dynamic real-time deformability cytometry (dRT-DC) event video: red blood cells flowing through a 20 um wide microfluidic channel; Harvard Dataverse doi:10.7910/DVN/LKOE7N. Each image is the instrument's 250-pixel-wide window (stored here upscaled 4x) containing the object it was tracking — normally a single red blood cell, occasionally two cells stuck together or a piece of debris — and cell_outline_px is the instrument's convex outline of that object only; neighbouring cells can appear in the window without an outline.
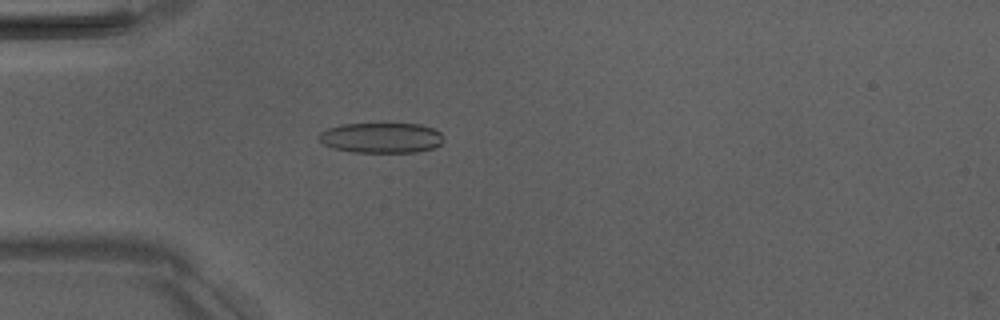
{"species": "Egyptian fruit bat (a non-hibernating species)", "species_latin": "Rousettus aegyptiacus", "temperature_condition": "room temperature", "stored_images_in_passage": 4, "camera_frame_rate_fps": 3000, "um_per_image_px": 0.085, "animal": {"sex": "male"}, "frame": {"image": 1, "passage_image": 4, "time_ms": 3.333, "image_size_px": [1000, 320], "cell_outline_px": [[440, 144], [432, 148], [416, 152], [352, 152], [332, 148], [324, 144], [316, 136], [320, 132], [328, 128], [344, 124], [420, 124], [432, 128], [440, 132]], "centroid_in_image_um": [32.35, 11.71], "position_along_channel_um": 52.7, "area_um2": 21.79}}